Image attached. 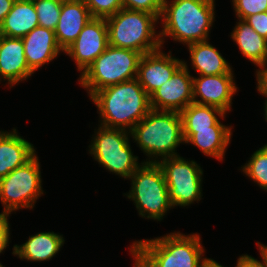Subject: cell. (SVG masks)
Wrapping results in <instances>:
<instances>
[{
	"label": "cell",
	"mask_w": 267,
	"mask_h": 267,
	"mask_svg": "<svg viewBox=\"0 0 267 267\" xmlns=\"http://www.w3.org/2000/svg\"><path fill=\"white\" fill-rule=\"evenodd\" d=\"M130 247L137 267H203L209 259L203 257L205 250L197 233L171 232L162 237L135 241Z\"/></svg>",
	"instance_id": "6da1fadb"
},
{
	"label": "cell",
	"mask_w": 267,
	"mask_h": 267,
	"mask_svg": "<svg viewBox=\"0 0 267 267\" xmlns=\"http://www.w3.org/2000/svg\"><path fill=\"white\" fill-rule=\"evenodd\" d=\"M97 106L100 125L131 131L151 110L150 96L135 78L96 91L91 97Z\"/></svg>",
	"instance_id": "7a4b0ae2"
},
{
	"label": "cell",
	"mask_w": 267,
	"mask_h": 267,
	"mask_svg": "<svg viewBox=\"0 0 267 267\" xmlns=\"http://www.w3.org/2000/svg\"><path fill=\"white\" fill-rule=\"evenodd\" d=\"M215 0H164L159 31L160 43L164 38L190 45L209 38L215 19Z\"/></svg>",
	"instance_id": "3957f363"
},
{
	"label": "cell",
	"mask_w": 267,
	"mask_h": 267,
	"mask_svg": "<svg viewBox=\"0 0 267 267\" xmlns=\"http://www.w3.org/2000/svg\"><path fill=\"white\" fill-rule=\"evenodd\" d=\"M130 132L134 142L149 158L144 162L156 163L160 158L179 156L176 148L185 143L181 115L174 111L151 109Z\"/></svg>",
	"instance_id": "277c9868"
},
{
	"label": "cell",
	"mask_w": 267,
	"mask_h": 267,
	"mask_svg": "<svg viewBox=\"0 0 267 267\" xmlns=\"http://www.w3.org/2000/svg\"><path fill=\"white\" fill-rule=\"evenodd\" d=\"M158 20L154 14L122 8L106 18L109 45L142 55L159 50L160 36L155 29Z\"/></svg>",
	"instance_id": "5b68a950"
},
{
	"label": "cell",
	"mask_w": 267,
	"mask_h": 267,
	"mask_svg": "<svg viewBox=\"0 0 267 267\" xmlns=\"http://www.w3.org/2000/svg\"><path fill=\"white\" fill-rule=\"evenodd\" d=\"M141 56L137 51L108 45L78 81L91 97L102 88L135 79Z\"/></svg>",
	"instance_id": "8992f818"
},
{
	"label": "cell",
	"mask_w": 267,
	"mask_h": 267,
	"mask_svg": "<svg viewBox=\"0 0 267 267\" xmlns=\"http://www.w3.org/2000/svg\"><path fill=\"white\" fill-rule=\"evenodd\" d=\"M141 164L129 178L131 190L126 196L134 201L141 217L161 221L173 208L162 169L157 162Z\"/></svg>",
	"instance_id": "52a82bcc"
},
{
	"label": "cell",
	"mask_w": 267,
	"mask_h": 267,
	"mask_svg": "<svg viewBox=\"0 0 267 267\" xmlns=\"http://www.w3.org/2000/svg\"><path fill=\"white\" fill-rule=\"evenodd\" d=\"M89 145V153L95 161L124 179H129L141 165L130 146L131 132L121 128L99 125Z\"/></svg>",
	"instance_id": "ba28073f"
},
{
	"label": "cell",
	"mask_w": 267,
	"mask_h": 267,
	"mask_svg": "<svg viewBox=\"0 0 267 267\" xmlns=\"http://www.w3.org/2000/svg\"><path fill=\"white\" fill-rule=\"evenodd\" d=\"M43 192L40 163L35 154L24 165L0 179V200L3 204L0 214L8 217L21 208L33 209Z\"/></svg>",
	"instance_id": "9c48e42d"
},
{
	"label": "cell",
	"mask_w": 267,
	"mask_h": 267,
	"mask_svg": "<svg viewBox=\"0 0 267 267\" xmlns=\"http://www.w3.org/2000/svg\"><path fill=\"white\" fill-rule=\"evenodd\" d=\"M157 163L162 169L173 208L186 207L202 199L203 170L196 161L179 155L160 159Z\"/></svg>",
	"instance_id": "30bf717a"
},
{
	"label": "cell",
	"mask_w": 267,
	"mask_h": 267,
	"mask_svg": "<svg viewBox=\"0 0 267 267\" xmlns=\"http://www.w3.org/2000/svg\"><path fill=\"white\" fill-rule=\"evenodd\" d=\"M109 45L108 26L104 18H91L77 39L64 51L75 61L80 75Z\"/></svg>",
	"instance_id": "8fae6325"
},
{
	"label": "cell",
	"mask_w": 267,
	"mask_h": 267,
	"mask_svg": "<svg viewBox=\"0 0 267 267\" xmlns=\"http://www.w3.org/2000/svg\"><path fill=\"white\" fill-rule=\"evenodd\" d=\"M193 103V76L187 62L175 71L171 79L162 84L150 95L151 109L180 113Z\"/></svg>",
	"instance_id": "7c38bea8"
},
{
	"label": "cell",
	"mask_w": 267,
	"mask_h": 267,
	"mask_svg": "<svg viewBox=\"0 0 267 267\" xmlns=\"http://www.w3.org/2000/svg\"><path fill=\"white\" fill-rule=\"evenodd\" d=\"M234 74L193 77V102L231 111L232 97L238 92ZM200 97V100L197 98Z\"/></svg>",
	"instance_id": "4fadbf2b"
},
{
	"label": "cell",
	"mask_w": 267,
	"mask_h": 267,
	"mask_svg": "<svg viewBox=\"0 0 267 267\" xmlns=\"http://www.w3.org/2000/svg\"><path fill=\"white\" fill-rule=\"evenodd\" d=\"M160 48L141 56L136 79L150 96L166 81L170 80L184 60L165 54Z\"/></svg>",
	"instance_id": "5bb4252c"
},
{
	"label": "cell",
	"mask_w": 267,
	"mask_h": 267,
	"mask_svg": "<svg viewBox=\"0 0 267 267\" xmlns=\"http://www.w3.org/2000/svg\"><path fill=\"white\" fill-rule=\"evenodd\" d=\"M32 74L34 72L26 62L22 38L0 35V81L6 80L12 88Z\"/></svg>",
	"instance_id": "9a60e30c"
},
{
	"label": "cell",
	"mask_w": 267,
	"mask_h": 267,
	"mask_svg": "<svg viewBox=\"0 0 267 267\" xmlns=\"http://www.w3.org/2000/svg\"><path fill=\"white\" fill-rule=\"evenodd\" d=\"M22 41L26 62L33 72L53 61L61 51L64 52L57 42L55 32L45 27L37 26Z\"/></svg>",
	"instance_id": "2e32d148"
},
{
	"label": "cell",
	"mask_w": 267,
	"mask_h": 267,
	"mask_svg": "<svg viewBox=\"0 0 267 267\" xmlns=\"http://www.w3.org/2000/svg\"><path fill=\"white\" fill-rule=\"evenodd\" d=\"M91 18L84 0H63L61 14L54 31L63 51L77 39Z\"/></svg>",
	"instance_id": "e0dca14e"
},
{
	"label": "cell",
	"mask_w": 267,
	"mask_h": 267,
	"mask_svg": "<svg viewBox=\"0 0 267 267\" xmlns=\"http://www.w3.org/2000/svg\"><path fill=\"white\" fill-rule=\"evenodd\" d=\"M12 130L0 131V179L36 154L33 144L20 136L15 128Z\"/></svg>",
	"instance_id": "ac0fdd59"
},
{
	"label": "cell",
	"mask_w": 267,
	"mask_h": 267,
	"mask_svg": "<svg viewBox=\"0 0 267 267\" xmlns=\"http://www.w3.org/2000/svg\"><path fill=\"white\" fill-rule=\"evenodd\" d=\"M65 240L63 235L52 232H40L29 236L28 240L22 245L13 246V255L20 260L41 262L52 260L60 251Z\"/></svg>",
	"instance_id": "d6986e66"
},
{
	"label": "cell",
	"mask_w": 267,
	"mask_h": 267,
	"mask_svg": "<svg viewBox=\"0 0 267 267\" xmlns=\"http://www.w3.org/2000/svg\"><path fill=\"white\" fill-rule=\"evenodd\" d=\"M191 64L200 75L233 74L230 63L213 47L208 40L196 42L187 46Z\"/></svg>",
	"instance_id": "ffe728a7"
},
{
	"label": "cell",
	"mask_w": 267,
	"mask_h": 267,
	"mask_svg": "<svg viewBox=\"0 0 267 267\" xmlns=\"http://www.w3.org/2000/svg\"><path fill=\"white\" fill-rule=\"evenodd\" d=\"M39 26L33 2L14 1L11 10L0 25V35L23 38Z\"/></svg>",
	"instance_id": "44dd1931"
},
{
	"label": "cell",
	"mask_w": 267,
	"mask_h": 267,
	"mask_svg": "<svg viewBox=\"0 0 267 267\" xmlns=\"http://www.w3.org/2000/svg\"><path fill=\"white\" fill-rule=\"evenodd\" d=\"M232 126L223 125L218 121L210 129L196 130V132L185 142L198 147L204 155L214 157L222 161L226 149L230 144Z\"/></svg>",
	"instance_id": "7402d4cb"
},
{
	"label": "cell",
	"mask_w": 267,
	"mask_h": 267,
	"mask_svg": "<svg viewBox=\"0 0 267 267\" xmlns=\"http://www.w3.org/2000/svg\"><path fill=\"white\" fill-rule=\"evenodd\" d=\"M238 20L230 36L242 55L259 67L267 61V39L259 35L245 20Z\"/></svg>",
	"instance_id": "603a6c76"
},
{
	"label": "cell",
	"mask_w": 267,
	"mask_h": 267,
	"mask_svg": "<svg viewBox=\"0 0 267 267\" xmlns=\"http://www.w3.org/2000/svg\"><path fill=\"white\" fill-rule=\"evenodd\" d=\"M182 118L183 138L186 142L196 130L210 129L214 126L220 118H225L226 113L221 109L200 105L197 103L189 104L185 109L180 112Z\"/></svg>",
	"instance_id": "cb8c5ba5"
},
{
	"label": "cell",
	"mask_w": 267,
	"mask_h": 267,
	"mask_svg": "<svg viewBox=\"0 0 267 267\" xmlns=\"http://www.w3.org/2000/svg\"><path fill=\"white\" fill-rule=\"evenodd\" d=\"M241 168L246 176L267 191V144L256 150Z\"/></svg>",
	"instance_id": "d4e9b609"
},
{
	"label": "cell",
	"mask_w": 267,
	"mask_h": 267,
	"mask_svg": "<svg viewBox=\"0 0 267 267\" xmlns=\"http://www.w3.org/2000/svg\"><path fill=\"white\" fill-rule=\"evenodd\" d=\"M63 0H35L39 26L55 31L61 14Z\"/></svg>",
	"instance_id": "484cf974"
},
{
	"label": "cell",
	"mask_w": 267,
	"mask_h": 267,
	"mask_svg": "<svg viewBox=\"0 0 267 267\" xmlns=\"http://www.w3.org/2000/svg\"><path fill=\"white\" fill-rule=\"evenodd\" d=\"M92 18H108L123 8L122 0H84Z\"/></svg>",
	"instance_id": "4316f807"
},
{
	"label": "cell",
	"mask_w": 267,
	"mask_h": 267,
	"mask_svg": "<svg viewBox=\"0 0 267 267\" xmlns=\"http://www.w3.org/2000/svg\"><path fill=\"white\" fill-rule=\"evenodd\" d=\"M237 19L267 11V0H232Z\"/></svg>",
	"instance_id": "83f0119b"
},
{
	"label": "cell",
	"mask_w": 267,
	"mask_h": 267,
	"mask_svg": "<svg viewBox=\"0 0 267 267\" xmlns=\"http://www.w3.org/2000/svg\"><path fill=\"white\" fill-rule=\"evenodd\" d=\"M164 0H122L123 8L145 11L154 14L158 19L161 16Z\"/></svg>",
	"instance_id": "f1b7e54d"
},
{
	"label": "cell",
	"mask_w": 267,
	"mask_h": 267,
	"mask_svg": "<svg viewBox=\"0 0 267 267\" xmlns=\"http://www.w3.org/2000/svg\"><path fill=\"white\" fill-rule=\"evenodd\" d=\"M245 21L259 35L267 39V11L248 16Z\"/></svg>",
	"instance_id": "f546056e"
},
{
	"label": "cell",
	"mask_w": 267,
	"mask_h": 267,
	"mask_svg": "<svg viewBox=\"0 0 267 267\" xmlns=\"http://www.w3.org/2000/svg\"><path fill=\"white\" fill-rule=\"evenodd\" d=\"M10 224L8 222V217L0 214V254L9 245L10 238Z\"/></svg>",
	"instance_id": "4dcf8cb0"
},
{
	"label": "cell",
	"mask_w": 267,
	"mask_h": 267,
	"mask_svg": "<svg viewBox=\"0 0 267 267\" xmlns=\"http://www.w3.org/2000/svg\"><path fill=\"white\" fill-rule=\"evenodd\" d=\"M260 256L262 258V262L248 254L241 255L237 259L236 267H267L266 258L262 254H260Z\"/></svg>",
	"instance_id": "1f68e13d"
},
{
	"label": "cell",
	"mask_w": 267,
	"mask_h": 267,
	"mask_svg": "<svg viewBox=\"0 0 267 267\" xmlns=\"http://www.w3.org/2000/svg\"><path fill=\"white\" fill-rule=\"evenodd\" d=\"M257 90L260 94H267V61L256 70Z\"/></svg>",
	"instance_id": "d6a6232c"
},
{
	"label": "cell",
	"mask_w": 267,
	"mask_h": 267,
	"mask_svg": "<svg viewBox=\"0 0 267 267\" xmlns=\"http://www.w3.org/2000/svg\"><path fill=\"white\" fill-rule=\"evenodd\" d=\"M15 0H0V25L12 8Z\"/></svg>",
	"instance_id": "836d02e7"
},
{
	"label": "cell",
	"mask_w": 267,
	"mask_h": 267,
	"mask_svg": "<svg viewBox=\"0 0 267 267\" xmlns=\"http://www.w3.org/2000/svg\"><path fill=\"white\" fill-rule=\"evenodd\" d=\"M203 267H224L220 263H217L214 259L209 258L203 265Z\"/></svg>",
	"instance_id": "e575fe53"
},
{
	"label": "cell",
	"mask_w": 267,
	"mask_h": 267,
	"mask_svg": "<svg viewBox=\"0 0 267 267\" xmlns=\"http://www.w3.org/2000/svg\"><path fill=\"white\" fill-rule=\"evenodd\" d=\"M257 246L259 248L260 254H262L266 258V261H267V245L257 242Z\"/></svg>",
	"instance_id": "d590c367"
},
{
	"label": "cell",
	"mask_w": 267,
	"mask_h": 267,
	"mask_svg": "<svg viewBox=\"0 0 267 267\" xmlns=\"http://www.w3.org/2000/svg\"><path fill=\"white\" fill-rule=\"evenodd\" d=\"M263 96H266V100H265V106H264V118H265V121H267V94H261Z\"/></svg>",
	"instance_id": "8d00e7d4"
},
{
	"label": "cell",
	"mask_w": 267,
	"mask_h": 267,
	"mask_svg": "<svg viewBox=\"0 0 267 267\" xmlns=\"http://www.w3.org/2000/svg\"><path fill=\"white\" fill-rule=\"evenodd\" d=\"M15 1L34 2L35 0H15Z\"/></svg>",
	"instance_id": "74e56055"
}]
</instances>
